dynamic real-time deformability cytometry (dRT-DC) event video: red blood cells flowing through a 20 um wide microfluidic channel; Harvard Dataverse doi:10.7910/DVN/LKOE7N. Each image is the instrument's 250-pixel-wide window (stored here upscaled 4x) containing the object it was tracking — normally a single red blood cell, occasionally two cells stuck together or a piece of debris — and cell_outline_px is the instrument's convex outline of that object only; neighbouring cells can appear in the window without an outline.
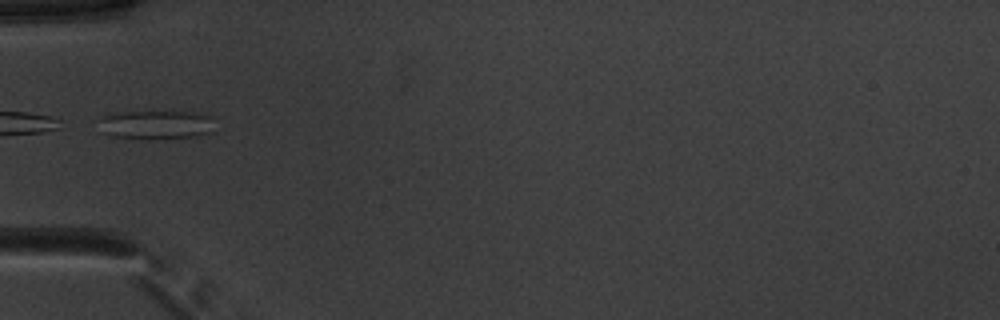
{"species": "common noctule bat (a hibernating species)", "species_latin": "Nyctalus noctula", "temperature_condition": "warm", "stored_images_in_passage": 33, "camera_frame_rate_fps": 3000, "um_per_image_px": 0.085, "animal": {"sex": "male", "body_mass_g": 20.1, "forearm_length_mm": 53.5}, "frame": {"image": 1, "passage_image": 1, "time_ms": 0.0, "image_size_px": [1000, 320], "cell_outline_px": [[212, 132], [196, 136], [148, 140], [112, 136], [104, 132], [100, 120], [100, 116], [124, 112], [188, 112], [212, 116]], "centroid_in_image_um": [13.28, 10.62], "position_along_channel_um": 71.7, "area_um2": 19.31}}
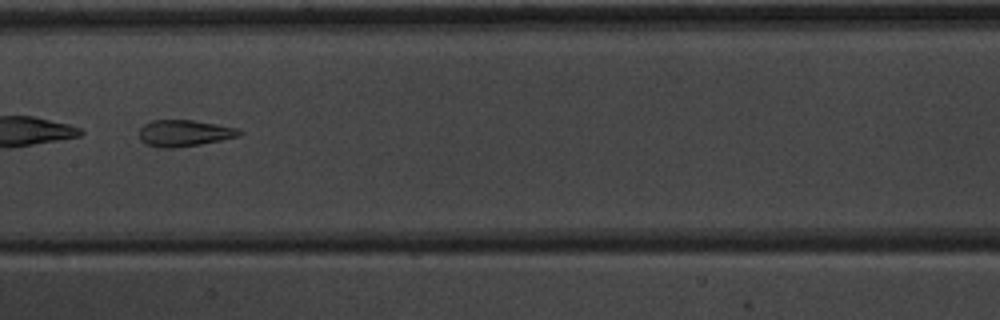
{"frame": {"image": 2, "passage_image": 10, "time_ms": 3.0, "image_size_px": [1000, 320], "cell_outline_px": [[244, 132], [240, 136], [200, 144], [172, 148], [156, 148], [140, 140], [140, 128], [144, 124], [152, 120], [192, 120], [240, 128]], "centroid_in_image_um": [15.69, 11.31], "position_along_channel_um": 191.7, "area_um2": 15.49}}
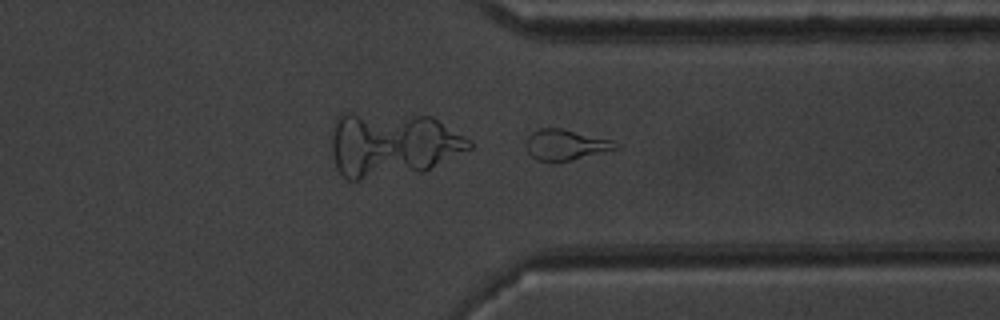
{"frame": {"image": 3, "passage_image": 23, "time_ms": 7.333, "image_size_px": [1000, 320], "cell_outline_px": [[620, 148], [572, 160], [536, 160], [528, 152], [524, 144], [524, 140], [532, 132], [540, 128], [564, 128], [612, 140], [620, 144]], "centroid_in_image_um": [48.08, 12.28], "position_along_channel_um": 363.3, "area_um2": 16.07}, "authors_computed_cell_mechanics": {"area_um2": 15.9528, "velocity_mm_per_s": 3.969, "shape_relaxation_time_tau1_ms": null, "shape_relaxation_time_tau2_ms": 1.73, "deformation_change_tau1": null, "deformation_change_tau2": 0.1062}}